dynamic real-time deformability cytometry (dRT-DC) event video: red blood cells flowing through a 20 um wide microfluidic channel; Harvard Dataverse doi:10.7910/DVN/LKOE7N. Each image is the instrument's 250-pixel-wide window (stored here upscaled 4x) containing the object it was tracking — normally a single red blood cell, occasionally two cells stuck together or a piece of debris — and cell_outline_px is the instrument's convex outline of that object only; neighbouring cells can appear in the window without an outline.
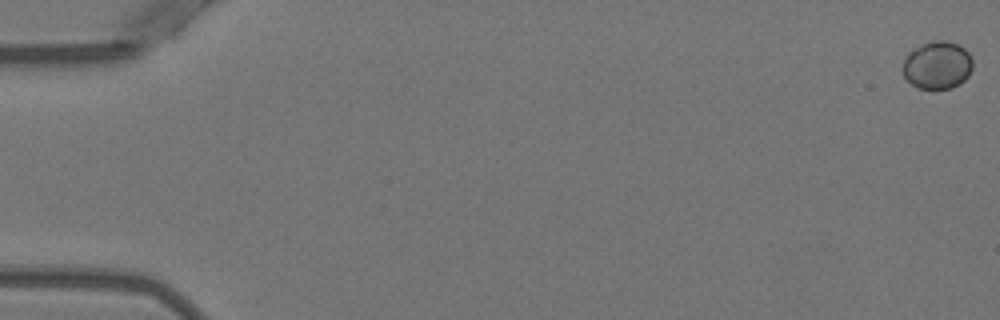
{"species": "Egyptian fruit bat (a non-hibernating species)", "species_latin": "Rousettus aegyptiacus", "temperature_condition": "warm", "stored_images_in_passage": 53, "camera_frame_rate_fps": 3000, "um_per_image_px": 0.085, "animal": {"sex": "female"}, "frame": {"image": 1, "passage_image": 1, "time_ms": 0.0, "image_size_px": [1000, 320], "cell_outline_px": [[972, 68], [968, 76], [960, 84], [952, 88], [916, 88], [904, 76], [904, 60], [908, 52], [932, 40], [944, 40], [956, 44], [964, 48], [968, 52], [972, 60]], "centroid_in_image_um": [79.69, 5.54], "position_along_channel_um": 5.3, "area_um2": 19.25}}
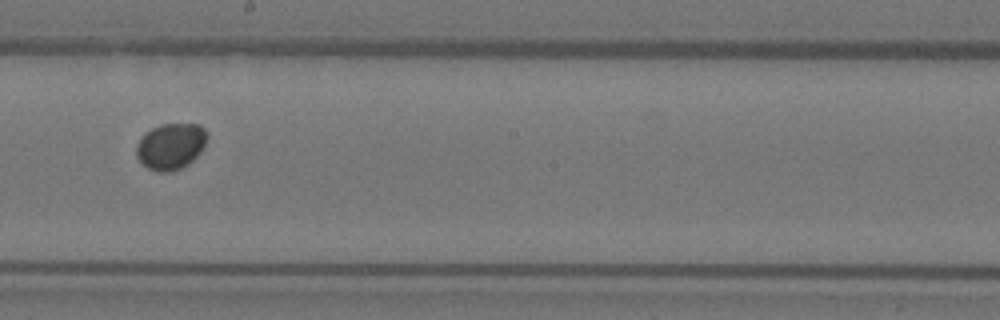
{"frame": {"image": 2, "passage_image": 31, "time_ms": 10.0, "image_size_px": [1000, 320], "cell_outline_px": [[208, 136], [204, 148], [188, 164], [180, 168], [168, 172], [156, 172], [148, 168], [136, 156], [136, 144], [140, 136], [144, 132], [160, 124], [200, 124], [208, 132]], "centroid_in_image_um": [14.51, 12.41], "position_along_channel_um": 233.7, "area_um2": 19.31}}
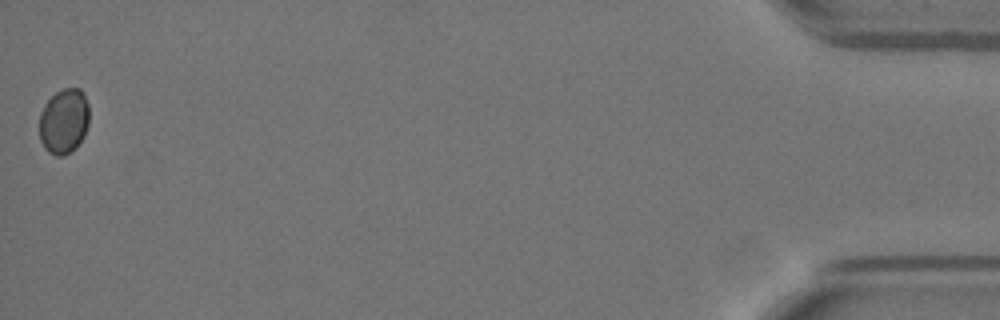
{"frame": {"image": 3, "passage_image": 53, "time_ms": 17.333, "image_size_px": [1000, 320], "cell_outline_px": [[88, 124], [84, 136], [76, 148], [64, 156], [56, 156], [48, 152], [44, 148], [40, 140], [40, 112], [44, 104], [56, 92], [64, 88], [80, 88], [84, 92], [88, 104]], "centroid_in_image_um": [5.43, 10.31], "position_along_channel_um": 429.8, "area_um2": 19.13}}